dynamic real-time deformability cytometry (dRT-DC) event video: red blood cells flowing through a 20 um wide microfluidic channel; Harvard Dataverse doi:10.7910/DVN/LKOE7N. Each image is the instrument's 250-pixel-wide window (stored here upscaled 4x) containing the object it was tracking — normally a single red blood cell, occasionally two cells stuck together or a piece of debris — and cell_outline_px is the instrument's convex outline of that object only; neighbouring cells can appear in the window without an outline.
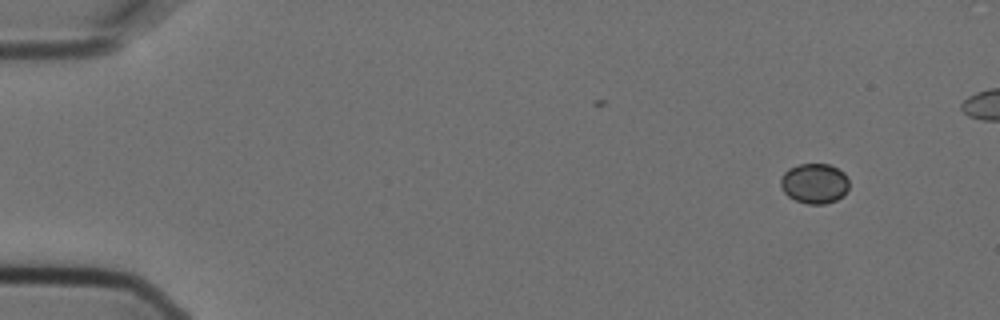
{"species": "Egyptian fruit bat (a non-hibernating species)", "species_latin": "Rousettus aegyptiacus", "temperature_condition": "cold", "stored_images_in_passage": 5, "camera_frame_rate_fps": 3000, "um_per_image_px": 0.085, "animal": {"sex": "female"}, "frame": {"image": 1, "passage_image": 1, "time_ms": 0.0, "image_size_px": [1000, 320], "cell_outline_px": [[848, 188], [844, 196], [836, 200], [824, 204], [808, 204], [796, 200], [788, 196], [784, 192], [780, 184], [780, 180], [784, 172], [788, 168], [800, 164], [828, 164], [844, 172], [848, 180]], "centroid_in_image_um": [69.23, 15.59], "position_along_channel_um": 15.8, "area_um2": 16.01}}